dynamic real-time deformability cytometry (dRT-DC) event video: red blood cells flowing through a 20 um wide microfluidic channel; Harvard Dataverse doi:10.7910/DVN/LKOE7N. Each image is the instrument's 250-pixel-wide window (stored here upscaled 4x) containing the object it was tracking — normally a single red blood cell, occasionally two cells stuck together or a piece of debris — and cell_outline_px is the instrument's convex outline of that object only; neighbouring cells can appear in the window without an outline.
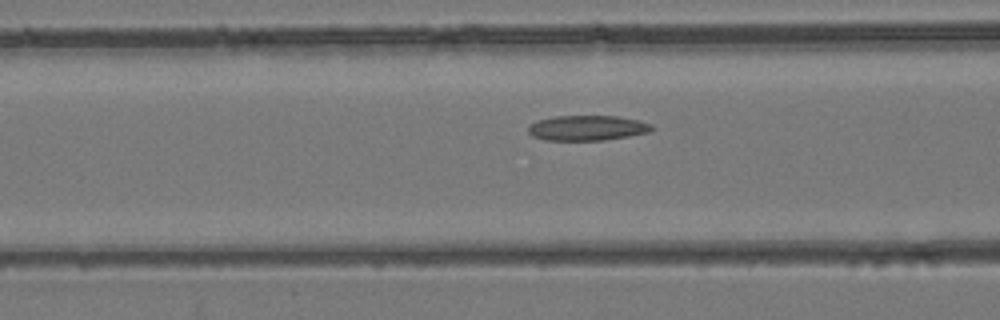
{"species": "common noctule bat (a hibernating species)", "species_latin": "Nyctalus noctula", "temperature_condition": "room temperature", "stored_images_in_passage": 45, "camera_frame_rate_fps": 3000, "um_per_image_px": 0.085, "animal": {"sex": "female", "body_mass_g": 24.6, "forearm_length_mm": 56.2}, "frame": {"image": 1, "passage_image": 17, "time_ms": 5.333, "image_size_px": [1000, 320], "cell_outline_px": [[656, 128], [652, 132], [604, 140], [544, 140], [532, 136], [528, 132], [528, 124], [536, 120], [556, 116], [616, 116], [640, 120], [652, 124]], "centroid_in_image_um": [49.93, 10.87], "position_along_channel_um": 116.7, "area_um2": 18.38}}
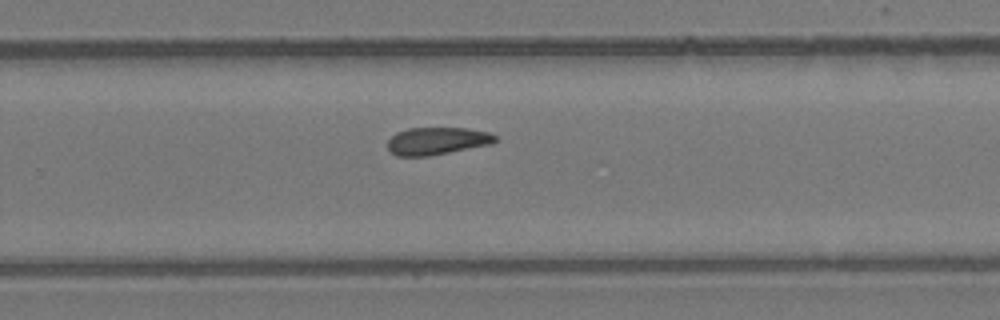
{"frame": {"image": 2, "passage_image": 29, "time_ms": 9.333, "image_size_px": [1000, 320], "cell_outline_px": [[496, 140], [492, 144], [428, 156], [396, 156], [388, 148], [388, 140], [396, 132], [408, 128], [464, 128], [488, 132], [496, 136]], "centroid_in_image_um": [37.13, 11.98], "position_along_channel_um": 292.7, "area_um2": 17.11}}
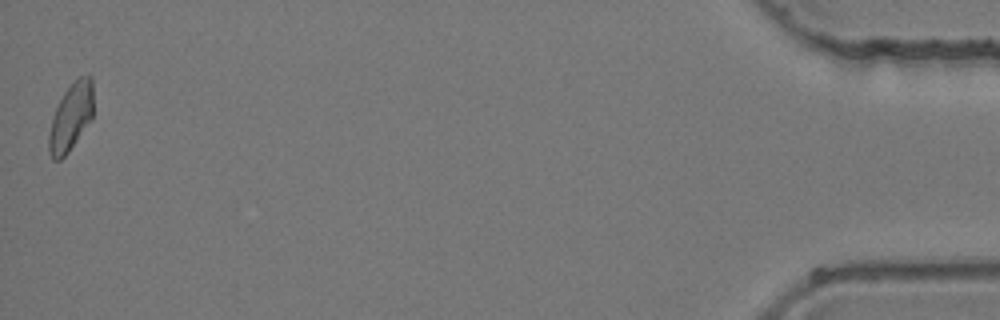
{"frame": {"image": 3, "passage_image": 45, "time_ms": 14.667, "image_size_px": [1000, 320], "cell_outline_px": [[92, 120], [68, 152], [60, 160], [52, 160], [48, 152], [48, 136], [52, 116], [64, 92], [80, 76], [88, 72], [92, 76]], "centroid_in_image_um": [6.02, 9.96], "position_along_channel_um": 429.2, "area_um2": 17.57}}